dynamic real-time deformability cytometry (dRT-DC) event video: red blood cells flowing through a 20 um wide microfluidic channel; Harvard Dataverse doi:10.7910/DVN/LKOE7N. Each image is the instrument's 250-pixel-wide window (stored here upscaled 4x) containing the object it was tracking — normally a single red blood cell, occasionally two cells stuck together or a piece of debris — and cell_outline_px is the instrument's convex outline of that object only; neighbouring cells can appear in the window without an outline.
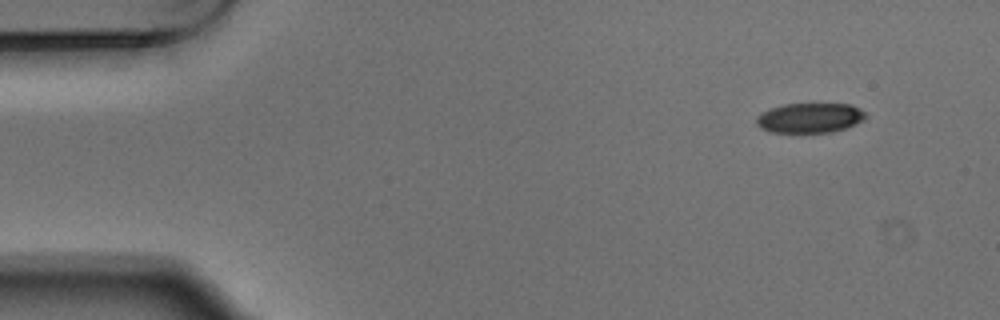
{"species": "Egyptian fruit bat (a non-hibernating species)", "species_latin": "Rousettus aegyptiacus", "temperature_condition": "warm", "stored_images_in_passage": 4, "camera_frame_rate_fps": 3000, "um_per_image_px": 0.085, "animal": {"sex": "male"}, "frame": {"image": 1, "passage_image": 1, "time_ms": 0.0, "image_size_px": [1000, 320], "cell_outline_px": [[864, 120], [856, 124], [832, 132], [772, 132], [760, 128], [756, 124], [756, 116], [760, 112], [784, 104], [852, 104], [860, 108], [864, 112]], "centroid_in_image_um": [68.81, 10.02], "position_along_channel_um": 16.2, "area_um2": 18.96}}
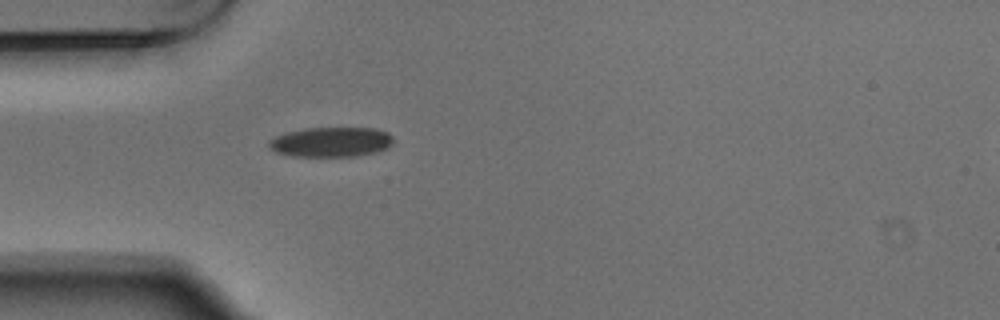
{"frame": {"image": 2, "passage_image": 4, "time_ms": 1.0, "image_size_px": [1000, 320], "cell_outline_px": [[392, 144], [388, 148], [376, 152], [356, 156], [292, 156], [276, 152], [268, 148], [268, 140], [284, 132], [304, 128], [372, 128], [388, 132], [392, 136]], "centroid_in_image_um": [28.11, 12.07], "position_along_channel_um": 56.9, "area_um2": 21.79}}